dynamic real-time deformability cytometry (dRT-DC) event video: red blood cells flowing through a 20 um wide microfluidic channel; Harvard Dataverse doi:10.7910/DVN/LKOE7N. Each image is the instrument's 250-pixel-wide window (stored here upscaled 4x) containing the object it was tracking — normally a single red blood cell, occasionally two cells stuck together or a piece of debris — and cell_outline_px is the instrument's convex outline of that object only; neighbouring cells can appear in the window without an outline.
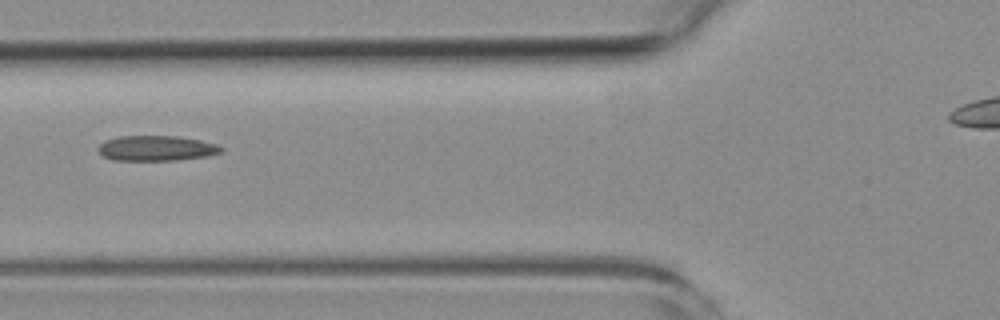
{"species": "common noctule bat (a hibernating species)", "species_latin": "Nyctalus noctula", "temperature_condition": "room temperature", "stored_images_in_passage": 10, "camera_frame_rate_fps": 3000, "um_per_image_px": 0.085, "animal": {"sex": "female", "body_mass_g": 19.3, "forearm_length_mm": 54.1}, "frame": {"image": 1, "passage_image": 3, "time_ms": 3.0, "image_size_px": [1000, 320], "cell_outline_px": [[224, 148], [220, 152], [204, 156], [176, 160], [112, 160], [104, 156], [96, 148], [104, 140], [120, 136], [176, 136], [200, 140], [216, 144]], "centroid_in_image_um": [13.25, 12.59], "position_along_channel_um": 112.6, "area_um2": 17.92}}
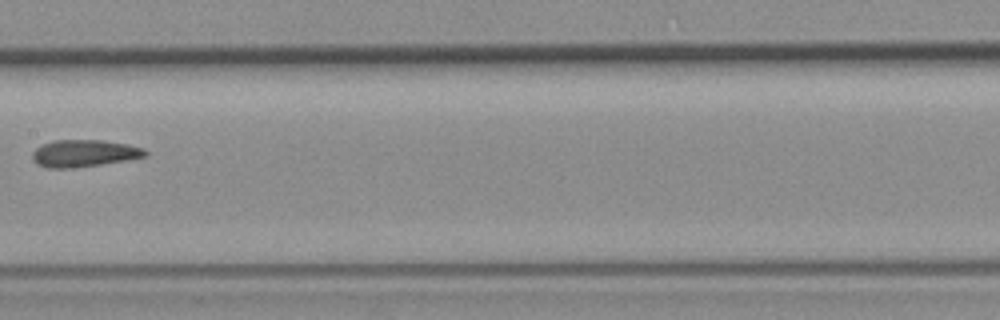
{"frame": {"image": 2, "passage_image": 5, "time_ms": 5.333, "image_size_px": [1000, 320], "cell_outline_px": [[148, 156], [100, 164], [68, 168], [44, 168], [36, 164], [32, 160], [32, 152], [36, 148], [52, 140], [100, 140], [124, 144], [144, 148], [148, 152]], "centroid_in_image_um": [7.1, 13.03], "position_along_channel_um": 200.3, "area_um2": 17.69}}
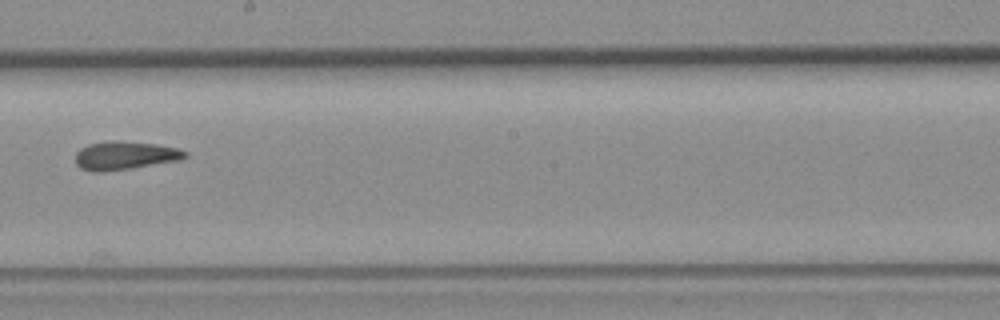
{"frame": {"image": 3, "passage_image": 6, "time_ms": 6.333, "image_size_px": [1000, 320], "cell_outline_px": [[188, 156], [180, 160], [132, 168], [104, 172], [92, 172], [80, 168], [76, 164], [76, 152], [80, 148], [88, 144], [108, 140], [116, 140], [156, 144], [176, 148], [188, 152]], "centroid_in_image_um": [10.59, 13.22], "position_along_channel_um": 237.6, "area_um2": 18.32}}